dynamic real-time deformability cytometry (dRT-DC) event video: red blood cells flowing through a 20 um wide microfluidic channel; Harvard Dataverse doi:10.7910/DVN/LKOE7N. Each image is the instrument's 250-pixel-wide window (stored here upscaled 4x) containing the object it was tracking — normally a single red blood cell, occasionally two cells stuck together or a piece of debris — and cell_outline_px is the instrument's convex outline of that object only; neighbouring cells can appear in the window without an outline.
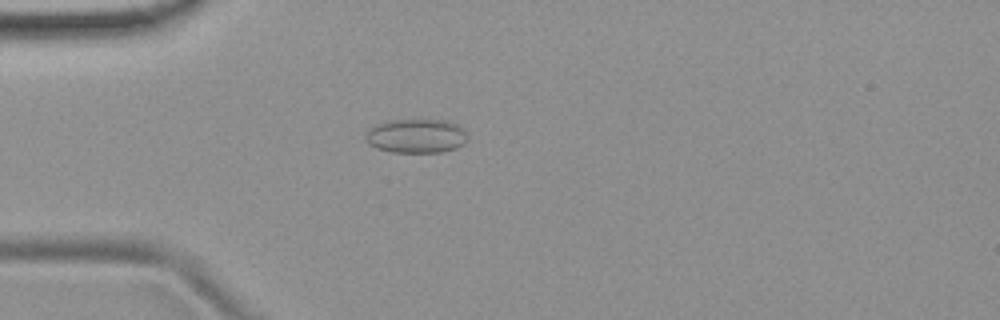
{"species": "common noctule bat (a hibernating species)", "species_latin": "Nyctalus noctula", "temperature_condition": "room temperature", "stored_images_in_passage": 53, "camera_frame_rate_fps": 3000, "um_per_image_px": 0.085, "animal": {"sex": "female", "body_mass_g": 19.9}, "frame": {"image": 1, "passage_image": 15, "time_ms": 4.667, "image_size_px": [1000, 320], "cell_outline_px": [[464, 144], [456, 148], [440, 152], [392, 152], [376, 148], [368, 144], [364, 136], [368, 128], [376, 124], [388, 120], [444, 120], [456, 124], [464, 132]], "centroid_in_image_um": [35.29, 11.56], "position_along_channel_um": 49.7, "area_um2": 20.11}}
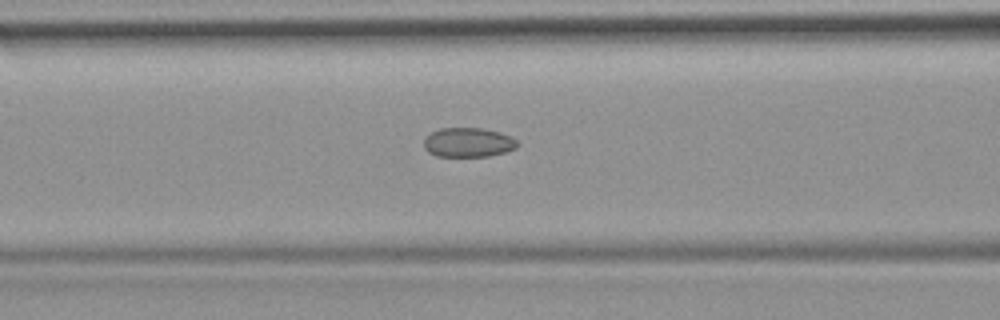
{"frame": {"image": 2, "passage_image": 22, "time_ms": 7.0, "image_size_px": [1000, 320], "cell_outline_px": [[520, 144], [516, 148], [504, 152], [488, 156], [436, 156], [428, 152], [424, 148], [424, 140], [432, 132], [440, 128], [484, 128], [500, 132], [512, 136]], "centroid_in_image_um": [39.82, 12.1], "position_along_channel_um": 126.8, "area_um2": 16.07}}
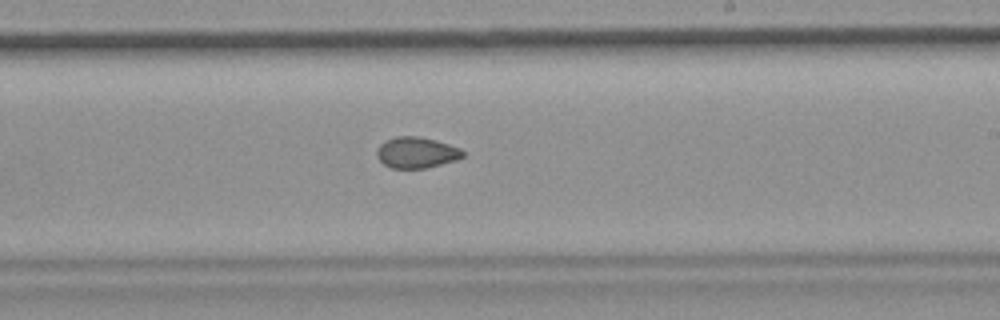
{"frame": {"image": 3, "passage_image": 32, "time_ms": 10.333, "image_size_px": [1000, 320], "cell_outline_px": [[464, 156], [456, 160], [424, 168], [392, 168], [384, 164], [376, 156], [376, 152], [380, 144], [384, 140], [396, 136], [420, 136], [436, 140], [460, 148], [464, 152]], "centroid_in_image_um": [35.38, 12.95], "position_along_channel_um": 253.6, "area_um2": 15.55}, "authors_computed_cell_mechanics": {"area_um2": 16.4152, "velocity_mm_per_s": 3.8157, "shape_relaxation_time_tau1_ms": null, "shape_relaxation_time_tau2_ms": 1.7089, "deformation_change_tau1": null, "deformation_change_tau2": 0.0619}}